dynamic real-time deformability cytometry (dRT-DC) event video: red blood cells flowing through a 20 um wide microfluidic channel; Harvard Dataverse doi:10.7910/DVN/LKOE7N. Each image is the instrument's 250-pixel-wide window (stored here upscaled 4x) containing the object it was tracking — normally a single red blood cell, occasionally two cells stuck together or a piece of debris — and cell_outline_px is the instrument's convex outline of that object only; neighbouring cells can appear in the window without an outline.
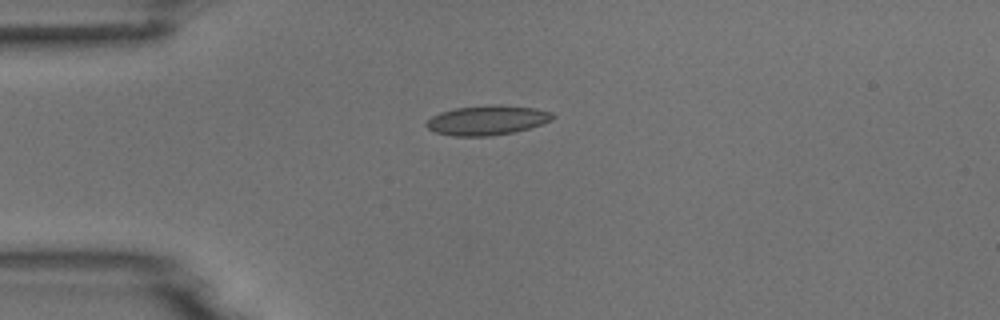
{"species": "common noctule bat (a hibernating species)", "species_latin": "Nyctalus noctula", "temperature_condition": "room temperature", "stored_images_in_passage": 4, "camera_frame_rate_fps": 3000, "um_per_image_px": 0.085, "animal": {"sex": "male", "body_mass_g": 18.8}, "frame": {"image": 1, "passage_image": 2, "time_ms": 4.333, "image_size_px": [1000, 320], "cell_outline_px": [[556, 116], [552, 120], [528, 128], [512, 132], [488, 136], [452, 136], [436, 132], [428, 128], [424, 124], [432, 116], [440, 112], [456, 108], [492, 104], [500, 104], [536, 108], [552, 112]], "centroid_in_image_um": [41.41, 10.2], "position_along_channel_um": 43.6, "area_um2": 21.79}}